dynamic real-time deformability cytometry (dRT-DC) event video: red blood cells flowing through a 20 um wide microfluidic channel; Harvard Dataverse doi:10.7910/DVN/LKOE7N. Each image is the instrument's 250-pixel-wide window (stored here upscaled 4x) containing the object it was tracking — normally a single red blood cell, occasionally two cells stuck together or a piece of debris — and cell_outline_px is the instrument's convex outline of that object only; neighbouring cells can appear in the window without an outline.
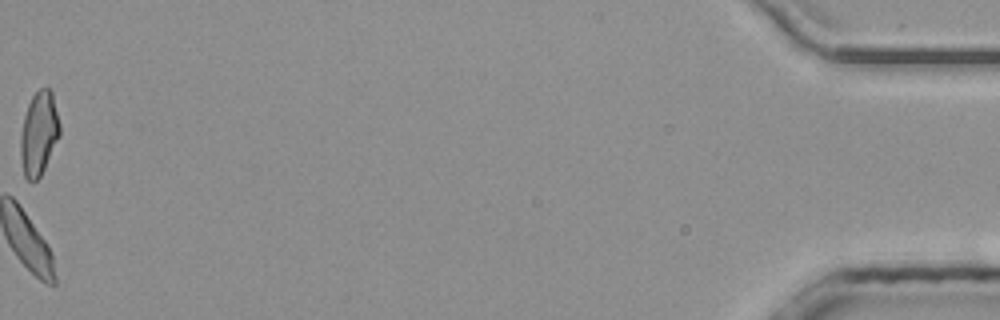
{"species": "common noctule bat (a hibernating species)", "species_latin": "Nyctalus noctula", "temperature_condition": "room temperature", "stored_images_in_passage": 38, "camera_frame_rate_fps": 3000, "um_per_image_px": 0.085, "animal": {"sex": "male", "body_mass_g": 20.4}, "frame": {"image": 1, "passage_image": 38, "time_ms": 12.333, "image_size_px": [1000, 320], "cell_outline_px": [[60, 136], [40, 176], [36, 180], [28, 180], [24, 176], [20, 160], [20, 136], [24, 116], [28, 104], [32, 96], [40, 88], [48, 88], [52, 92], [60, 124]], "centroid_in_image_um": [3.3, 11.34], "position_along_channel_um": 431.9, "area_um2": 19.13}}